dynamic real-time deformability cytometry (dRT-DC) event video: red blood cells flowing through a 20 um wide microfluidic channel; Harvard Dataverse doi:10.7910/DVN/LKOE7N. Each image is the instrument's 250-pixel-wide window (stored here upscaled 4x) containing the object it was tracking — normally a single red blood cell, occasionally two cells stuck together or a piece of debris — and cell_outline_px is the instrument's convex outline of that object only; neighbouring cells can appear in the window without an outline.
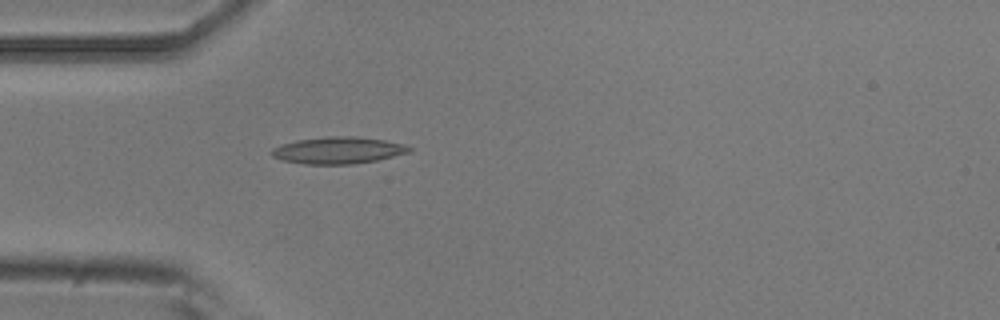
{"species": "common noctule bat (a hibernating species)", "species_latin": "Nyctalus noctula", "temperature_condition": "room temperature", "stored_images_in_passage": 3, "camera_frame_rate_fps": 3000, "um_per_image_px": 0.085, "animal": {"sex": "male", "body_mass_g": 20.5, "forearm_length_mm": 52.5}, "frame": {"image": 1, "passage_image": 3, "time_ms": 0.667, "image_size_px": [1000, 320], "cell_outline_px": [[412, 152], [376, 160], [352, 164], [304, 164], [280, 160], [272, 156], [272, 148], [280, 144], [296, 140], [324, 136], [356, 136], [384, 140], [404, 144], [412, 148]], "centroid_in_image_um": [28.72, 12.77], "position_along_channel_um": 56.3, "area_um2": 21.68}}